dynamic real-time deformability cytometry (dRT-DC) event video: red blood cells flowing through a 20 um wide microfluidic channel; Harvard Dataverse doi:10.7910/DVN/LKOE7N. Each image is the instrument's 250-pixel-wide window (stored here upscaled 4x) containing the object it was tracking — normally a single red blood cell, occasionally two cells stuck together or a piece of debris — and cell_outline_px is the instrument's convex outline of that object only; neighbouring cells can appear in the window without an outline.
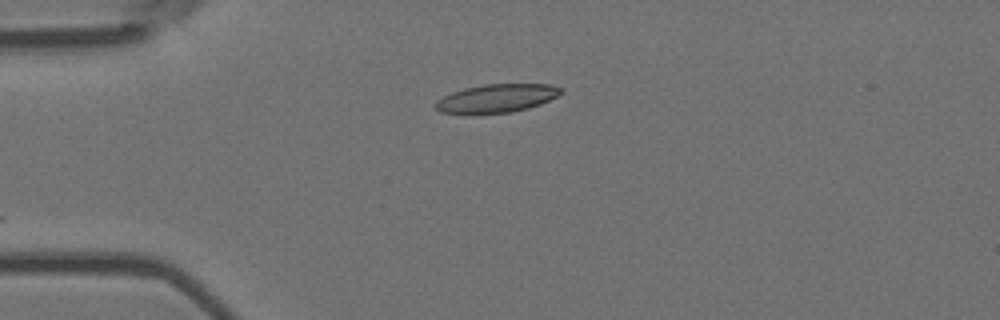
{"species": "Egyptian fruit bat (a non-hibernating species)", "species_latin": "Rousettus aegyptiacus", "temperature_condition": "room temperature", "stored_images_in_passage": 15, "camera_frame_rate_fps": 3000, "um_per_image_px": 0.085, "animal": {"sex": "female"}, "frame": {"image": 1, "passage_image": 1, "time_ms": 0.0, "image_size_px": [1000, 320], "cell_outline_px": [[564, 92], [540, 104], [528, 108], [512, 112], [440, 112], [432, 104], [436, 100], [452, 92], [464, 88], [484, 84], [552, 84], [564, 88]], "centroid_in_image_um": [42.26, 8.32], "position_along_channel_um": 42.7, "area_um2": 20.4}}
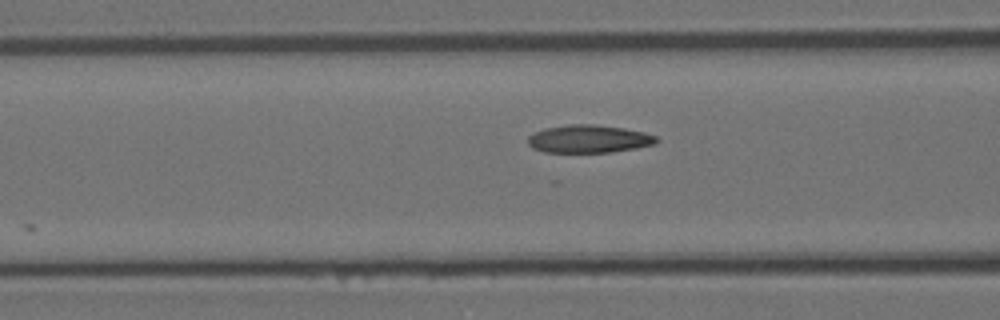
{"frame": {"image": 2, "passage_image": 9, "time_ms": 2.667, "image_size_px": [1000, 320], "cell_outline_px": [[656, 144], [636, 148], [608, 152], [544, 152], [532, 148], [528, 144], [528, 136], [544, 128], [568, 124], [592, 124], [624, 128], [644, 132], [656, 136]], "centroid_in_image_um": [50.02, 11.8], "position_along_channel_um": 116.6, "area_um2": 20.81}}
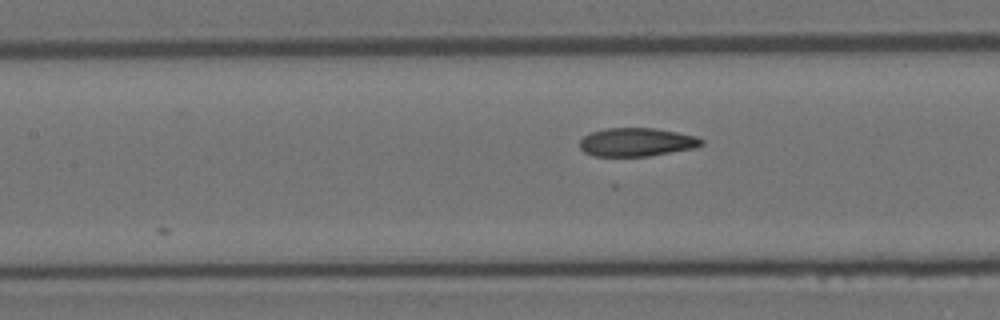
{"frame": {"image": 3, "passage_image": 12, "time_ms": 3.667, "image_size_px": [1000, 320], "cell_outline_px": [[704, 144], [696, 148], [648, 156], [592, 156], [584, 152], [580, 148], [580, 140], [584, 136], [592, 132], [608, 128], [652, 128], [676, 132], [696, 136], [704, 140]], "centroid_in_image_um": [54.13, 12.09], "position_along_channel_um": 153.3, "area_um2": 20.17}}